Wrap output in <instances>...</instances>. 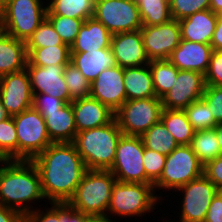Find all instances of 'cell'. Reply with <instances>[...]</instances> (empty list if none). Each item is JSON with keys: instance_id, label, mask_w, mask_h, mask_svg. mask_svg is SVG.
Returning a JSON list of instances; mask_svg holds the SVG:
<instances>
[{"instance_id": "30", "label": "cell", "mask_w": 222, "mask_h": 222, "mask_svg": "<svg viewBox=\"0 0 222 222\" xmlns=\"http://www.w3.org/2000/svg\"><path fill=\"white\" fill-rule=\"evenodd\" d=\"M190 146L203 166L222 154L214 128L195 131Z\"/></svg>"}, {"instance_id": "22", "label": "cell", "mask_w": 222, "mask_h": 222, "mask_svg": "<svg viewBox=\"0 0 222 222\" xmlns=\"http://www.w3.org/2000/svg\"><path fill=\"white\" fill-rule=\"evenodd\" d=\"M40 114L52 143H73L77 130L71 103H66L59 111Z\"/></svg>"}, {"instance_id": "6", "label": "cell", "mask_w": 222, "mask_h": 222, "mask_svg": "<svg viewBox=\"0 0 222 222\" xmlns=\"http://www.w3.org/2000/svg\"><path fill=\"white\" fill-rule=\"evenodd\" d=\"M203 169L204 166L199 162L190 145L177 146L166 155L163 173L154 184L155 193L159 192L156 195L162 201H166L176 189L201 177Z\"/></svg>"}, {"instance_id": "51", "label": "cell", "mask_w": 222, "mask_h": 222, "mask_svg": "<svg viewBox=\"0 0 222 222\" xmlns=\"http://www.w3.org/2000/svg\"><path fill=\"white\" fill-rule=\"evenodd\" d=\"M209 9L215 14H222V0H210Z\"/></svg>"}, {"instance_id": "25", "label": "cell", "mask_w": 222, "mask_h": 222, "mask_svg": "<svg viewBox=\"0 0 222 222\" xmlns=\"http://www.w3.org/2000/svg\"><path fill=\"white\" fill-rule=\"evenodd\" d=\"M72 63L91 83L107 68L116 65L110 48L87 52H70Z\"/></svg>"}, {"instance_id": "56", "label": "cell", "mask_w": 222, "mask_h": 222, "mask_svg": "<svg viewBox=\"0 0 222 222\" xmlns=\"http://www.w3.org/2000/svg\"><path fill=\"white\" fill-rule=\"evenodd\" d=\"M4 33V28H3V23L1 21V16H0V36Z\"/></svg>"}, {"instance_id": "27", "label": "cell", "mask_w": 222, "mask_h": 222, "mask_svg": "<svg viewBox=\"0 0 222 222\" xmlns=\"http://www.w3.org/2000/svg\"><path fill=\"white\" fill-rule=\"evenodd\" d=\"M161 121L178 145H190L195 130L183 110L163 109Z\"/></svg>"}, {"instance_id": "37", "label": "cell", "mask_w": 222, "mask_h": 222, "mask_svg": "<svg viewBox=\"0 0 222 222\" xmlns=\"http://www.w3.org/2000/svg\"><path fill=\"white\" fill-rule=\"evenodd\" d=\"M55 31L59 34L64 44L69 47L75 41L77 34L83 25V19L69 18L62 15H46Z\"/></svg>"}, {"instance_id": "4", "label": "cell", "mask_w": 222, "mask_h": 222, "mask_svg": "<svg viewBox=\"0 0 222 222\" xmlns=\"http://www.w3.org/2000/svg\"><path fill=\"white\" fill-rule=\"evenodd\" d=\"M122 135L114 119L106 125L78 132L73 144L87 169L110 170Z\"/></svg>"}, {"instance_id": "17", "label": "cell", "mask_w": 222, "mask_h": 222, "mask_svg": "<svg viewBox=\"0 0 222 222\" xmlns=\"http://www.w3.org/2000/svg\"><path fill=\"white\" fill-rule=\"evenodd\" d=\"M66 65H49L45 67L27 66L33 94H47L65 103H71L67 84L64 80Z\"/></svg>"}, {"instance_id": "44", "label": "cell", "mask_w": 222, "mask_h": 222, "mask_svg": "<svg viewBox=\"0 0 222 222\" xmlns=\"http://www.w3.org/2000/svg\"><path fill=\"white\" fill-rule=\"evenodd\" d=\"M66 103L47 94H33L32 107L39 113L59 111Z\"/></svg>"}, {"instance_id": "47", "label": "cell", "mask_w": 222, "mask_h": 222, "mask_svg": "<svg viewBox=\"0 0 222 222\" xmlns=\"http://www.w3.org/2000/svg\"><path fill=\"white\" fill-rule=\"evenodd\" d=\"M88 216L73 208L68 202H63V222H86Z\"/></svg>"}, {"instance_id": "32", "label": "cell", "mask_w": 222, "mask_h": 222, "mask_svg": "<svg viewBox=\"0 0 222 222\" xmlns=\"http://www.w3.org/2000/svg\"><path fill=\"white\" fill-rule=\"evenodd\" d=\"M143 26L166 23L172 19L169 0H135Z\"/></svg>"}, {"instance_id": "42", "label": "cell", "mask_w": 222, "mask_h": 222, "mask_svg": "<svg viewBox=\"0 0 222 222\" xmlns=\"http://www.w3.org/2000/svg\"><path fill=\"white\" fill-rule=\"evenodd\" d=\"M208 106L217 123H222V86L206 85L201 98Z\"/></svg>"}, {"instance_id": "36", "label": "cell", "mask_w": 222, "mask_h": 222, "mask_svg": "<svg viewBox=\"0 0 222 222\" xmlns=\"http://www.w3.org/2000/svg\"><path fill=\"white\" fill-rule=\"evenodd\" d=\"M63 76L72 101L90 96L91 83L72 63L65 66Z\"/></svg>"}, {"instance_id": "54", "label": "cell", "mask_w": 222, "mask_h": 222, "mask_svg": "<svg viewBox=\"0 0 222 222\" xmlns=\"http://www.w3.org/2000/svg\"><path fill=\"white\" fill-rule=\"evenodd\" d=\"M163 207H164V208H163V209H164V210H163V213H164V212H165V213L162 214V215H164V216L166 215V217H164V216L159 217L161 220L157 217V221H158V222H159V221H160V222H173L170 218H167V215L169 214V212H168V210H167V209H168V206H167V208H165L166 205L163 206ZM165 209H166V210H165ZM166 212H167L168 214H167ZM168 219H169V220H168Z\"/></svg>"}, {"instance_id": "33", "label": "cell", "mask_w": 222, "mask_h": 222, "mask_svg": "<svg viewBox=\"0 0 222 222\" xmlns=\"http://www.w3.org/2000/svg\"><path fill=\"white\" fill-rule=\"evenodd\" d=\"M141 138L145 148L164 155L170 154L179 146L161 120L150 127Z\"/></svg>"}, {"instance_id": "13", "label": "cell", "mask_w": 222, "mask_h": 222, "mask_svg": "<svg viewBox=\"0 0 222 222\" xmlns=\"http://www.w3.org/2000/svg\"><path fill=\"white\" fill-rule=\"evenodd\" d=\"M140 32L150 61L168 60L181 41L180 25L175 19L160 25L143 26Z\"/></svg>"}, {"instance_id": "21", "label": "cell", "mask_w": 222, "mask_h": 222, "mask_svg": "<svg viewBox=\"0 0 222 222\" xmlns=\"http://www.w3.org/2000/svg\"><path fill=\"white\" fill-rule=\"evenodd\" d=\"M218 14L210 9L196 12L179 22L181 39L210 44L215 31Z\"/></svg>"}, {"instance_id": "43", "label": "cell", "mask_w": 222, "mask_h": 222, "mask_svg": "<svg viewBox=\"0 0 222 222\" xmlns=\"http://www.w3.org/2000/svg\"><path fill=\"white\" fill-rule=\"evenodd\" d=\"M204 76L206 85L222 86V50H213Z\"/></svg>"}, {"instance_id": "39", "label": "cell", "mask_w": 222, "mask_h": 222, "mask_svg": "<svg viewBox=\"0 0 222 222\" xmlns=\"http://www.w3.org/2000/svg\"><path fill=\"white\" fill-rule=\"evenodd\" d=\"M143 161L146 174V184L154 185L163 173L166 155L144 147Z\"/></svg>"}, {"instance_id": "3", "label": "cell", "mask_w": 222, "mask_h": 222, "mask_svg": "<svg viewBox=\"0 0 222 222\" xmlns=\"http://www.w3.org/2000/svg\"><path fill=\"white\" fill-rule=\"evenodd\" d=\"M162 203L164 202L156 195L153 184L126 183L116 180L112 186V198L107 215L118 222L123 219L125 222H128L129 219L131 222L135 219L139 222L141 219L140 222H142L143 218L145 221L146 217L158 215L157 212L163 213L162 205L165 203ZM150 213L154 215H150ZM133 218L134 220H132Z\"/></svg>"}, {"instance_id": "5", "label": "cell", "mask_w": 222, "mask_h": 222, "mask_svg": "<svg viewBox=\"0 0 222 222\" xmlns=\"http://www.w3.org/2000/svg\"><path fill=\"white\" fill-rule=\"evenodd\" d=\"M218 191V188L203 174L201 177L176 189L173 192L176 198L175 195L171 194L174 196H171L174 201L172 202L170 198V200L167 199V203L168 201L170 204L173 203L170 208L173 207L174 203L176 207L169 208V212L171 210L173 215L171 214L167 217L173 222H204L212 199ZM176 212L177 214H175ZM172 217H175L177 220L175 218L173 220Z\"/></svg>"}, {"instance_id": "40", "label": "cell", "mask_w": 222, "mask_h": 222, "mask_svg": "<svg viewBox=\"0 0 222 222\" xmlns=\"http://www.w3.org/2000/svg\"><path fill=\"white\" fill-rule=\"evenodd\" d=\"M172 19L180 21L188 16L209 9L210 0H169Z\"/></svg>"}, {"instance_id": "14", "label": "cell", "mask_w": 222, "mask_h": 222, "mask_svg": "<svg viewBox=\"0 0 222 222\" xmlns=\"http://www.w3.org/2000/svg\"><path fill=\"white\" fill-rule=\"evenodd\" d=\"M205 87V76L202 73L178 70L176 82L161 98L163 109L184 110L203 97Z\"/></svg>"}, {"instance_id": "10", "label": "cell", "mask_w": 222, "mask_h": 222, "mask_svg": "<svg viewBox=\"0 0 222 222\" xmlns=\"http://www.w3.org/2000/svg\"><path fill=\"white\" fill-rule=\"evenodd\" d=\"M18 138V160L32 161L52 144L43 116L33 107L13 116Z\"/></svg>"}, {"instance_id": "31", "label": "cell", "mask_w": 222, "mask_h": 222, "mask_svg": "<svg viewBox=\"0 0 222 222\" xmlns=\"http://www.w3.org/2000/svg\"><path fill=\"white\" fill-rule=\"evenodd\" d=\"M149 66L156 97L162 98L176 82L179 69L169 60H153Z\"/></svg>"}, {"instance_id": "46", "label": "cell", "mask_w": 222, "mask_h": 222, "mask_svg": "<svg viewBox=\"0 0 222 222\" xmlns=\"http://www.w3.org/2000/svg\"><path fill=\"white\" fill-rule=\"evenodd\" d=\"M204 222H222V191L213 197Z\"/></svg>"}, {"instance_id": "20", "label": "cell", "mask_w": 222, "mask_h": 222, "mask_svg": "<svg viewBox=\"0 0 222 222\" xmlns=\"http://www.w3.org/2000/svg\"><path fill=\"white\" fill-rule=\"evenodd\" d=\"M76 130L82 132L112 122L115 113L106 105L91 96L71 102Z\"/></svg>"}, {"instance_id": "28", "label": "cell", "mask_w": 222, "mask_h": 222, "mask_svg": "<svg viewBox=\"0 0 222 222\" xmlns=\"http://www.w3.org/2000/svg\"><path fill=\"white\" fill-rule=\"evenodd\" d=\"M27 53V66L68 65L71 59L70 47L68 45L27 48Z\"/></svg>"}, {"instance_id": "53", "label": "cell", "mask_w": 222, "mask_h": 222, "mask_svg": "<svg viewBox=\"0 0 222 222\" xmlns=\"http://www.w3.org/2000/svg\"><path fill=\"white\" fill-rule=\"evenodd\" d=\"M215 131H216V136L219 142V146L221 148L222 151V123H218L215 127H214Z\"/></svg>"}, {"instance_id": "55", "label": "cell", "mask_w": 222, "mask_h": 222, "mask_svg": "<svg viewBox=\"0 0 222 222\" xmlns=\"http://www.w3.org/2000/svg\"><path fill=\"white\" fill-rule=\"evenodd\" d=\"M10 0H0V10H2Z\"/></svg>"}, {"instance_id": "41", "label": "cell", "mask_w": 222, "mask_h": 222, "mask_svg": "<svg viewBox=\"0 0 222 222\" xmlns=\"http://www.w3.org/2000/svg\"><path fill=\"white\" fill-rule=\"evenodd\" d=\"M24 222H63V203H47L38 207L24 214Z\"/></svg>"}, {"instance_id": "26", "label": "cell", "mask_w": 222, "mask_h": 222, "mask_svg": "<svg viewBox=\"0 0 222 222\" xmlns=\"http://www.w3.org/2000/svg\"><path fill=\"white\" fill-rule=\"evenodd\" d=\"M126 101L156 97L149 64L123 68Z\"/></svg>"}, {"instance_id": "24", "label": "cell", "mask_w": 222, "mask_h": 222, "mask_svg": "<svg viewBox=\"0 0 222 222\" xmlns=\"http://www.w3.org/2000/svg\"><path fill=\"white\" fill-rule=\"evenodd\" d=\"M27 63L26 42L4 32L0 36V77L26 69Z\"/></svg>"}, {"instance_id": "18", "label": "cell", "mask_w": 222, "mask_h": 222, "mask_svg": "<svg viewBox=\"0 0 222 222\" xmlns=\"http://www.w3.org/2000/svg\"><path fill=\"white\" fill-rule=\"evenodd\" d=\"M110 49L120 67H140L150 63L140 30L113 34Z\"/></svg>"}, {"instance_id": "48", "label": "cell", "mask_w": 222, "mask_h": 222, "mask_svg": "<svg viewBox=\"0 0 222 222\" xmlns=\"http://www.w3.org/2000/svg\"><path fill=\"white\" fill-rule=\"evenodd\" d=\"M0 222H24V215L17 210L0 205Z\"/></svg>"}, {"instance_id": "11", "label": "cell", "mask_w": 222, "mask_h": 222, "mask_svg": "<svg viewBox=\"0 0 222 222\" xmlns=\"http://www.w3.org/2000/svg\"><path fill=\"white\" fill-rule=\"evenodd\" d=\"M144 144L140 136L122 135L109 170L117 181L146 184Z\"/></svg>"}, {"instance_id": "9", "label": "cell", "mask_w": 222, "mask_h": 222, "mask_svg": "<svg viewBox=\"0 0 222 222\" xmlns=\"http://www.w3.org/2000/svg\"><path fill=\"white\" fill-rule=\"evenodd\" d=\"M162 111L159 97L128 100L115 112V119L123 135L141 137L161 120Z\"/></svg>"}, {"instance_id": "23", "label": "cell", "mask_w": 222, "mask_h": 222, "mask_svg": "<svg viewBox=\"0 0 222 222\" xmlns=\"http://www.w3.org/2000/svg\"><path fill=\"white\" fill-rule=\"evenodd\" d=\"M112 34L94 17L87 18L77 37L70 46V52H87L110 48Z\"/></svg>"}, {"instance_id": "16", "label": "cell", "mask_w": 222, "mask_h": 222, "mask_svg": "<svg viewBox=\"0 0 222 222\" xmlns=\"http://www.w3.org/2000/svg\"><path fill=\"white\" fill-rule=\"evenodd\" d=\"M90 96L109 107L114 113L126 102L123 67L104 69L91 82Z\"/></svg>"}, {"instance_id": "19", "label": "cell", "mask_w": 222, "mask_h": 222, "mask_svg": "<svg viewBox=\"0 0 222 222\" xmlns=\"http://www.w3.org/2000/svg\"><path fill=\"white\" fill-rule=\"evenodd\" d=\"M213 48L210 44L181 39L168 60L179 70H189L206 74Z\"/></svg>"}, {"instance_id": "49", "label": "cell", "mask_w": 222, "mask_h": 222, "mask_svg": "<svg viewBox=\"0 0 222 222\" xmlns=\"http://www.w3.org/2000/svg\"><path fill=\"white\" fill-rule=\"evenodd\" d=\"M213 50H222V14H218V19L210 42Z\"/></svg>"}, {"instance_id": "8", "label": "cell", "mask_w": 222, "mask_h": 222, "mask_svg": "<svg viewBox=\"0 0 222 222\" xmlns=\"http://www.w3.org/2000/svg\"><path fill=\"white\" fill-rule=\"evenodd\" d=\"M47 0H10L0 10L4 32L27 42L46 18Z\"/></svg>"}, {"instance_id": "34", "label": "cell", "mask_w": 222, "mask_h": 222, "mask_svg": "<svg viewBox=\"0 0 222 222\" xmlns=\"http://www.w3.org/2000/svg\"><path fill=\"white\" fill-rule=\"evenodd\" d=\"M0 160H18V138L13 117L0 122Z\"/></svg>"}, {"instance_id": "15", "label": "cell", "mask_w": 222, "mask_h": 222, "mask_svg": "<svg viewBox=\"0 0 222 222\" xmlns=\"http://www.w3.org/2000/svg\"><path fill=\"white\" fill-rule=\"evenodd\" d=\"M0 98L11 117L32 107L33 93L26 69L0 77Z\"/></svg>"}, {"instance_id": "1", "label": "cell", "mask_w": 222, "mask_h": 222, "mask_svg": "<svg viewBox=\"0 0 222 222\" xmlns=\"http://www.w3.org/2000/svg\"><path fill=\"white\" fill-rule=\"evenodd\" d=\"M32 162L48 203L69 202L87 170L73 143H52Z\"/></svg>"}, {"instance_id": "45", "label": "cell", "mask_w": 222, "mask_h": 222, "mask_svg": "<svg viewBox=\"0 0 222 222\" xmlns=\"http://www.w3.org/2000/svg\"><path fill=\"white\" fill-rule=\"evenodd\" d=\"M203 174L222 191V154L204 166Z\"/></svg>"}, {"instance_id": "12", "label": "cell", "mask_w": 222, "mask_h": 222, "mask_svg": "<svg viewBox=\"0 0 222 222\" xmlns=\"http://www.w3.org/2000/svg\"><path fill=\"white\" fill-rule=\"evenodd\" d=\"M93 17L112 35L143 27L135 0H95Z\"/></svg>"}, {"instance_id": "7", "label": "cell", "mask_w": 222, "mask_h": 222, "mask_svg": "<svg viewBox=\"0 0 222 222\" xmlns=\"http://www.w3.org/2000/svg\"><path fill=\"white\" fill-rule=\"evenodd\" d=\"M116 178L109 170L87 169L69 204L88 215H107Z\"/></svg>"}, {"instance_id": "50", "label": "cell", "mask_w": 222, "mask_h": 222, "mask_svg": "<svg viewBox=\"0 0 222 222\" xmlns=\"http://www.w3.org/2000/svg\"><path fill=\"white\" fill-rule=\"evenodd\" d=\"M86 222H118L110 218L108 215H89Z\"/></svg>"}, {"instance_id": "52", "label": "cell", "mask_w": 222, "mask_h": 222, "mask_svg": "<svg viewBox=\"0 0 222 222\" xmlns=\"http://www.w3.org/2000/svg\"><path fill=\"white\" fill-rule=\"evenodd\" d=\"M8 118H11V116L8 113V111L6 110V108L4 107L3 102L0 98V122L6 120Z\"/></svg>"}, {"instance_id": "38", "label": "cell", "mask_w": 222, "mask_h": 222, "mask_svg": "<svg viewBox=\"0 0 222 222\" xmlns=\"http://www.w3.org/2000/svg\"><path fill=\"white\" fill-rule=\"evenodd\" d=\"M55 45H66L55 31L51 22L45 18L26 42L27 48H42Z\"/></svg>"}, {"instance_id": "29", "label": "cell", "mask_w": 222, "mask_h": 222, "mask_svg": "<svg viewBox=\"0 0 222 222\" xmlns=\"http://www.w3.org/2000/svg\"><path fill=\"white\" fill-rule=\"evenodd\" d=\"M95 0H47L46 15L83 19L93 17Z\"/></svg>"}, {"instance_id": "35", "label": "cell", "mask_w": 222, "mask_h": 222, "mask_svg": "<svg viewBox=\"0 0 222 222\" xmlns=\"http://www.w3.org/2000/svg\"><path fill=\"white\" fill-rule=\"evenodd\" d=\"M183 111L195 131L212 129L218 124L202 99L192 102Z\"/></svg>"}, {"instance_id": "2", "label": "cell", "mask_w": 222, "mask_h": 222, "mask_svg": "<svg viewBox=\"0 0 222 222\" xmlns=\"http://www.w3.org/2000/svg\"><path fill=\"white\" fill-rule=\"evenodd\" d=\"M42 201L47 205L39 171L32 161L0 160V205L24 215L45 206Z\"/></svg>"}]
</instances>
